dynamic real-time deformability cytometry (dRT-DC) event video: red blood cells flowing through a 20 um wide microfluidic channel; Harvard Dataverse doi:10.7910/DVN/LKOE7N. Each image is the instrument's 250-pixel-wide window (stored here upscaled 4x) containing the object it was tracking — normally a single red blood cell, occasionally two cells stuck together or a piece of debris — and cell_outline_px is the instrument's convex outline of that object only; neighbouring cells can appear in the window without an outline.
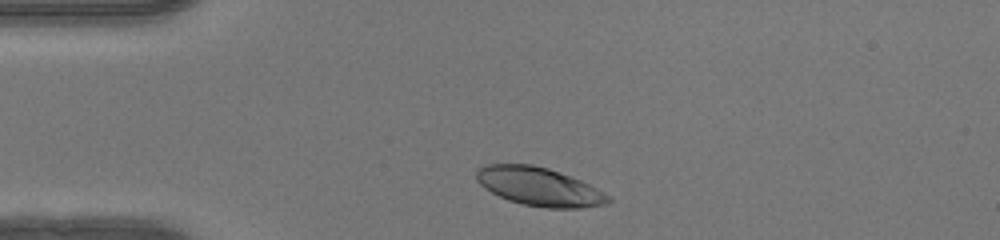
{"species": "human", "species_latin": "Homo sapiens", "temperature_condition": "warm", "stored_images_in_passage": 33, "camera_frame_rate_fps": 3000, "um_per_image_px": 0.085, "donor": {"sex": "female"}, "frame": {"image": 1, "passage_image": 3, "time_ms": 0.667, "image_size_px": [1000, 240], "cell_outline_px": [[612, 200], [608, 204], [580, 208], [544, 208], [524, 204], [508, 200], [484, 188], [476, 180], [476, 168], [488, 164], [532, 164], [548, 168], [580, 180], [596, 188], [608, 196]], "centroid_in_image_um": [45.8, 15.86], "position_along_channel_um": 39.2, "area_um2": 29.42}}
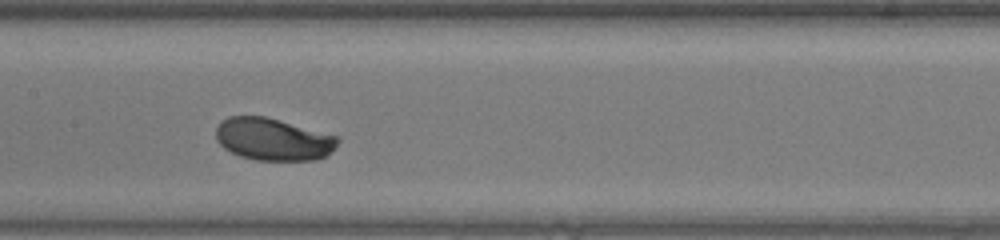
{"frame": {"image": 2, "passage_image": 16, "time_ms": 5.0, "image_size_px": [1000, 240], "cell_outline_px": [[340, 140], [324, 156], [316, 160], [256, 160], [240, 156], [224, 148], [216, 140], [216, 128], [220, 120], [228, 116], [264, 116], [340, 136]], "centroid_in_image_um": [23.18, 11.82], "position_along_channel_um": 184.2, "area_um2": 30.0}}
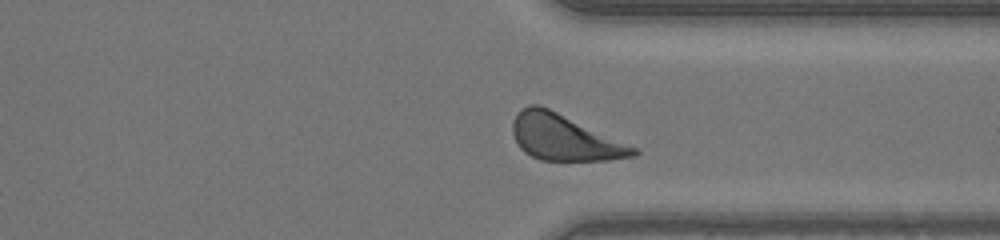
{"frame": {"image": 3, "passage_image": 29, "time_ms": 9.333, "image_size_px": [1000, 240], "cell_outline_px": [[640, 152], [636, 156], [608, 160], [540, 160], [524, 152], [520, 148], [512, 132], [512, 124], [520, 108], [528, 104], [536, 104], [548, 108], [636, 148]], "centroid_in_image_um": [47.93, 11.69], "position_along_channel_um": 363.5, "area_um2": 31.73}, "authors_computed_cell_mechanics": {"area_um2": 30.5762, "velocity_mm_per_s": 4.1239, "shape_relaxation_time_tau1_ms": 1.0338, "shape_relaxation_time_tau2_ms": null, "deformation_change_tau1": 0.1038, "deformation_change_tau2": null}}